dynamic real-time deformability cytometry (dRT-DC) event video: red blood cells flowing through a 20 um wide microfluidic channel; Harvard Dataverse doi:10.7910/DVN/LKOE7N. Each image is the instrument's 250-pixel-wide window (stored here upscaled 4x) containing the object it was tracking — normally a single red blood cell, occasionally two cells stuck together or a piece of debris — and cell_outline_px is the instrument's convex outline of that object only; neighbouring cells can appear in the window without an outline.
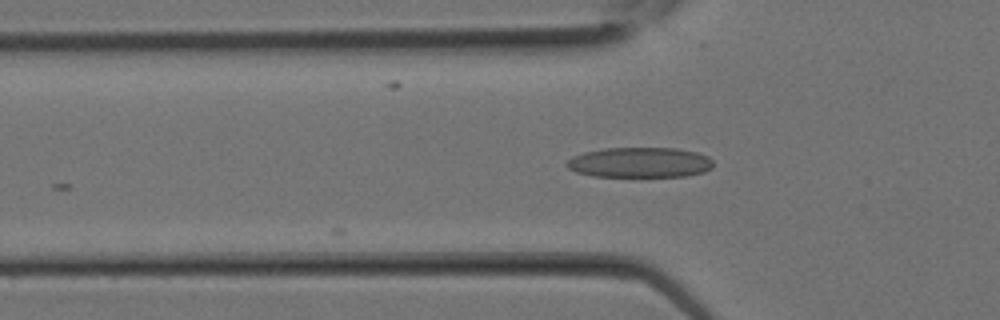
{"species": "Egyptian fruit bat (a non-hibernating species)", "species_latin": "Rousettus aegyptiacus", "temperature_condition": "room temperature", "stored_images_in_passage": 6, "camera_frame_rate_fps": 3000, "um_per_image_px": 0.085, "animal": {"sex": "female"}, "frame": {"image": 1, "passage_image": 6, "time_ms": 1.667, "image_size_px": [1000, 320], "cell_outline_px": [[712, 168], [704, 172], [684, 176], [592, 176], [576, 172], [568, 168], [564, 164], [572, 156], [584, 152], [604, 148], [676, 148], [696, 152], [708, 156], [712, 160]], "centroid_in_image_um": [54.36, 13.8], "position_along_channel_um": 71.4, "area_um2": 25.84}}